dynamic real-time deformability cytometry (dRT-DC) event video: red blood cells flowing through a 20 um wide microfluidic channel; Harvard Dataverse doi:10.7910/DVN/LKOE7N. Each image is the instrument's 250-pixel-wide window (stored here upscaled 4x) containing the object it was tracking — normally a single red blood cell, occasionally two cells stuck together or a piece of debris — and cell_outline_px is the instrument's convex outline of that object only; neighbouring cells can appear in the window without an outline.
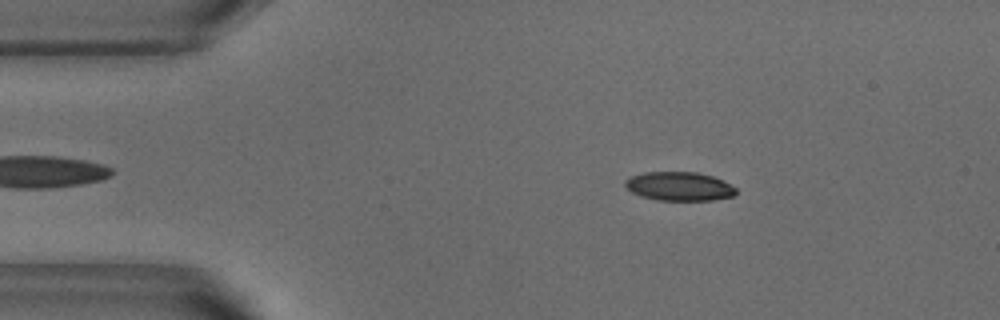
{"species": "common noctule bat (a hibernating species)", "species_latin": "Nyctalus noctula", "temperature_condition": "warm", "stored_images_in_passage": 40, "camera_frame_rate_fps": 3000, "um_per_image_px": 0.085, "animal": {"sex": "male", "body_mass_g": 18.8}, "frame": {"image": 1, "passage_image": 4, "time_ms": 1.0, "image_size_px": [1000, 320], "cell_outline_px": [[736, 196], [712, 200], [656, 200], [640, 196], [632, 192], [624, 184], [624, 180], [632, 176], [644, 172], [696, 172], [712, 176], [736, 188]], "centroid_in_image_um": [57.72, 15.84], "position_along_channel_um": 27.3, "area_um2": 18.55}}
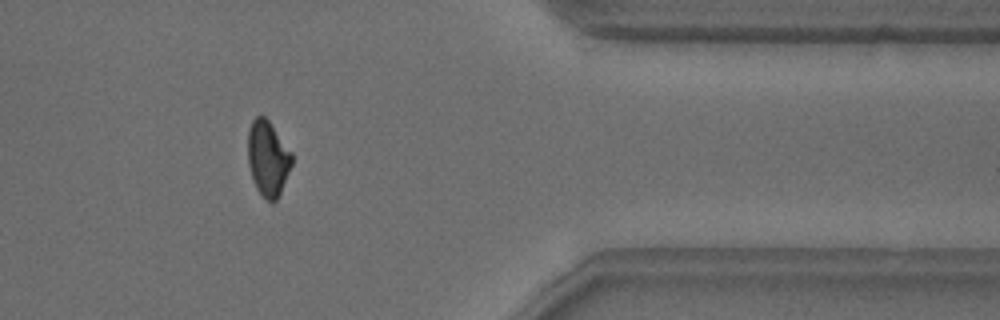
{"frame": {"image": 2, "passage_image": 38, "time_ms": 12.333, "image_size_px": [1000, 320], "cell_outline_px": [[292, 164], [280, 192], [276, 200], [272, 204], [256, 188], [248, 164], [248, 128], [252, 120], [256, 116], [264, 116], [268, 120], [292, 152]], "centroid_in_image_um": [22.76, 13.44], "position_along_channel_um": 388.6, "area_um2": 19.07}, "authors_computed_cell_mechanics": {"area_um2": 20.0566, "velocity_mm_per_s": 3.8326, "shape_relaxation_time_tau1_ms": 8.3331, "shape_relaxation_time_tau2_ms": 6.9602, "deformation_change_tau1": 0.2033, "deformation_change_tau2": 0.1288}}